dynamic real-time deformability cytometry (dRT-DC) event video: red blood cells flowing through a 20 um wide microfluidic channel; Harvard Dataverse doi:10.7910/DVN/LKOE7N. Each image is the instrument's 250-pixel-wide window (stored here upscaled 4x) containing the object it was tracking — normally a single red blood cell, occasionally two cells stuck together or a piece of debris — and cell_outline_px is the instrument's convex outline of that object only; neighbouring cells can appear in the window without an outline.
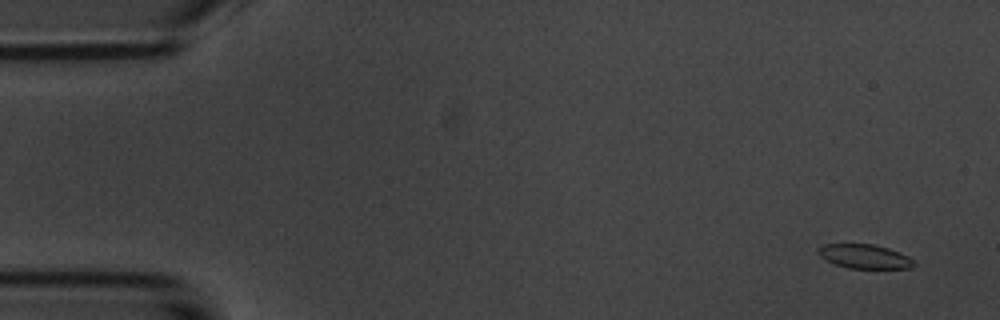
{"species": "common noctule bat (a hibernating species)", "species_latin": "Nyctalus noctula", "temperature_condition": "room temperature", "stored_images_in_passage": 55, "camera_frame_rate_fps": 3000, "um_per_image_px": 0.085, "animal": {"sex": "male", "body_mass_g": 20.1, "forearm_length_mm": 53.5}, "frame": {"image": 1, "passage_image": 3, "time_ms": 0.667, "image_size_px": [1000, 320], "cell_outline_px": [[916, 264], [912, 268], [848, 268], [836, 264], [820, 256], [816, 252], [816, 248], [824, 244], [872, 244], [888, 248], [900, 252], [916, 260]], "centroid_in_image_um": [73.51, 21.79], "position_along_channel_um": 11.5, "area_um2": 13.53}}
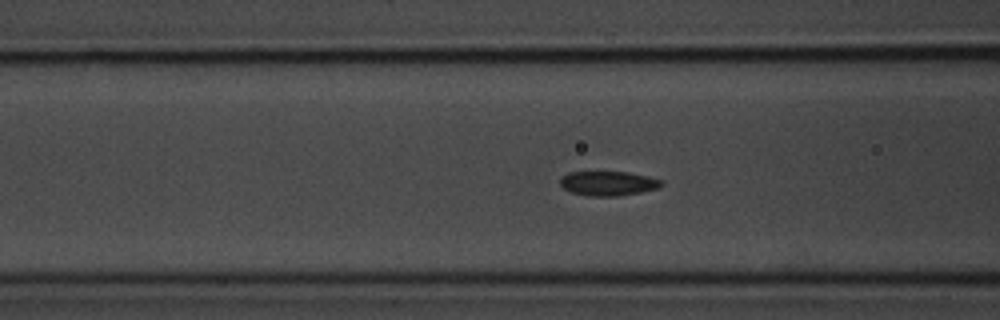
{"frame": {"image": 2, "passage_image": 21, "time_ms": 6.667, "image_size_px": [1000, 320], "cell_outline_px": [[664, 184], [656, 188], [640, 192], [616, 196], [588, 196], [572, 192], [564, 188], [560, 184], [560, 180], [568, 172], [628, 172], [648, 176], [664, 180]], "centroid_in_image_um": [51.72, 15.58], "position_along_channel_um": 114.9, "area_um2": 14.33}}
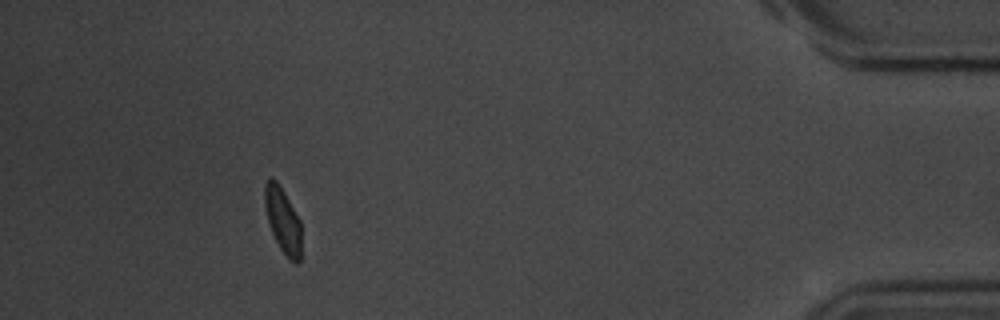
{"frame": {"image": 3, "passage_image": 50, "time_ms": 16.333, "image_size_px": [1000, 320], "cell_outline_px": [[300, 260], [296, 264], [280, 248], [272, 232], [268, 220], [264, 204], [264, 184], [268, 176], [272, 176], [276, 180], [284, 192], [300, 220]], "centroid_in_image_um": [24.01, 18.64], "position_along_channel_um": 411.2, "area_um2": 13.7}, "authors_computed_cell_mechanics": {"area_um2": 14.45, "velocity_mm_per_s": 3.6823, "shape_relaxation_time_tau1_ms": 5.3057, "shape_relaxation_time_tau2_ms": 3.5563, "deformation_change_tau1": 0.122, "deformation_change_tau2": 0.0625}}